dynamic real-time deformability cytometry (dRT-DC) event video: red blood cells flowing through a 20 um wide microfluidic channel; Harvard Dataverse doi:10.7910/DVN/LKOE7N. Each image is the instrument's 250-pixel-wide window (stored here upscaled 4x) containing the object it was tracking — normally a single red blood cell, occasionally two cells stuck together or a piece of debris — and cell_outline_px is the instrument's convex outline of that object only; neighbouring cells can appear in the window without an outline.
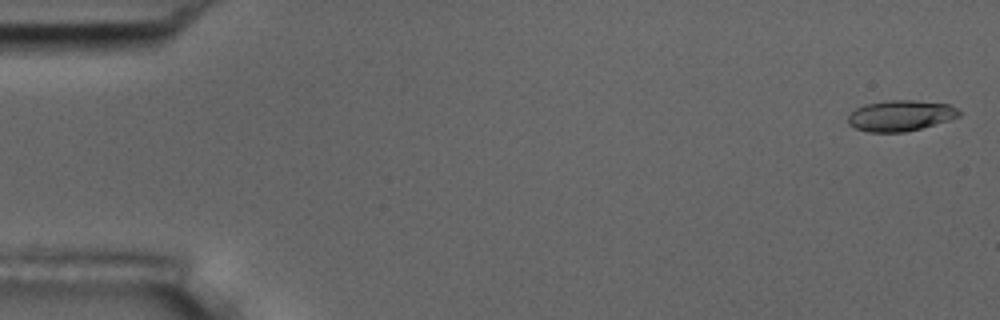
{"species": "common noctule bat (a hibernating species)", "species_latin": "Nyctalus noctula", "temperature_condition": "room temperature", "stored_images_in_passage": 6, "camera_frame_rate_fps": 3000, "um_per_image_px": 0.085, "animal": {"sex": "male", "body_mass_g": 17.5, "forearm_length_mm": 52.3}, "frame": {"image": 1, "passage_image": 1, "time_ms": 0.0, "image_size_px": [1000, 320], "cell_outline_px": [[960, 116], [948, 120], [920, 128], [904, 132], [868, 132], [856, 128], [848, 124], [848, 116], [856, 108], [864, 104], [888, 100], [912, 100], [948, 104], [956, 108], [960, 112]], "centroid_in_image_um": [76.51, 9.82], "position_along_channel_um": 8.5, "area_um2": 19.77}}
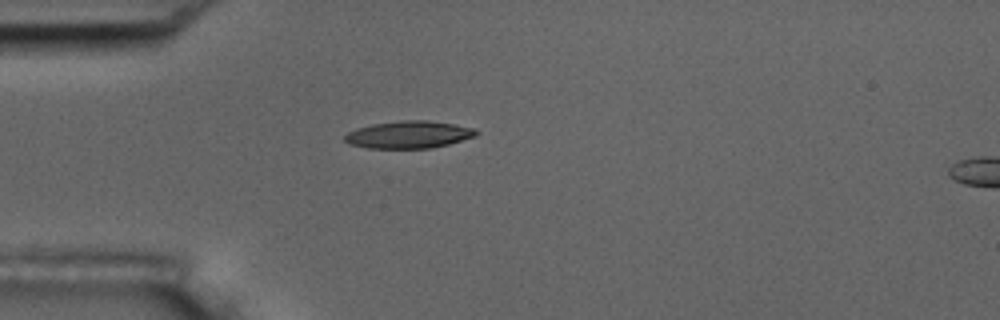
{"frame": {"image": 2, "passage_image": 5, "time_ms": 4.667, "image_size_px": [1000, 320], "cell_outline_px": [[480, 132], [476, 136], [448, 144], [432, 148], [368, 148], [348, 144], [344, 140], [344, 136], [348, 132], [356, 128], [372, 124], [400, 120], [428, 120], [476, 128]], "centroid_in_image_um": [34.74, 11.44], "position_along_channel_um": 50.3, "area_um2": 21.04}}